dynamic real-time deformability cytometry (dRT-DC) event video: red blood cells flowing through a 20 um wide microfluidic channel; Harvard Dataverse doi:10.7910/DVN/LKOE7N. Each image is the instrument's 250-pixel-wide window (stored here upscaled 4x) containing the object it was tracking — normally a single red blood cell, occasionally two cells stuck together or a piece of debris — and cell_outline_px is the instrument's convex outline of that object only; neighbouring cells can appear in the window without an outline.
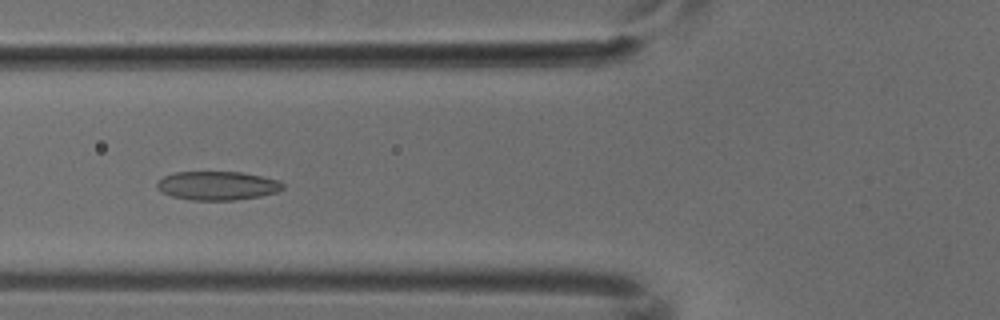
{"species": "common noctule bat (a hibernating species)", "species_latin": "Nyctalus noctula", "temperature_condition": "cold", "stored_images_in_passage": 5, "camera_frame_rate_fps": 3000, "um_per_image_px": 0.085, "animal": {"sex": "male", "body_mass_g": 18.8}, "frame": {"image": 1, "passage_image": 3, "time_ms": 0.667, "image_size_px": [1000, 320], "cell_outline_px": [[284, 188], [276, 192], [260, 196], [236, 200], [192, 200], [172, 196], [156, 188], [156, 184], [164, 176], [176, 172], [244, 172], [264, 176], [280, 180], [284, 184]], "centroid_in_image_um": [18.53, 15.77], "position_along_channel_um": 107.3, "area_um2": 21.15}}
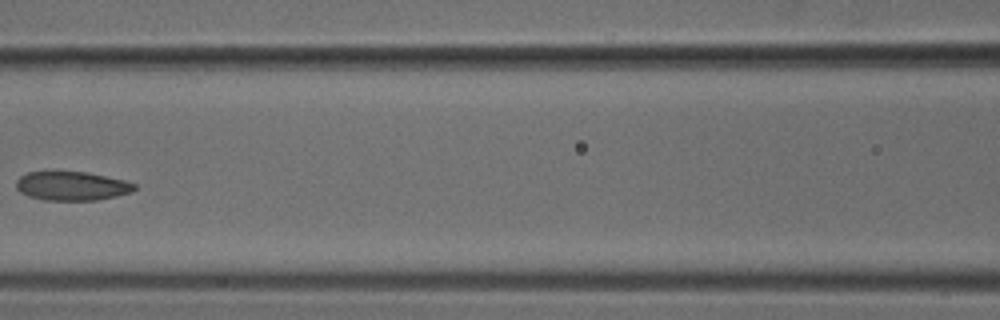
{"frame": {"image": 2, "passage_image": 4, "time_ms": 1.0, "image_size_px": [1000, 320], "cell_outline_px": [[136, 188], [132, 192], [116, 196], [96, 200], [44, 200], [28, 196], [20, 192], [16, 188], [16, 180], [20, 176], [28, 172], [88, 172], [124, 180], [136, 184]], "centroid_in_image_um": [6.1, 15.81], "position_along_channel_um": 160.5, "area_um2": 19.94}}
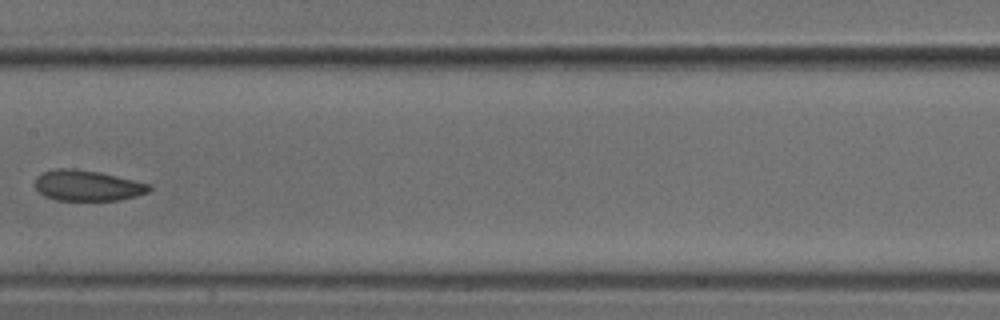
{"frame": {"image": 3, "passage_image": 5, "time_ms": 1.333, "image_size_px": [1000, 320], "cell_outline_px": [[152, 188], [148, 192], [136, 196], [120, 200], [56, 200], [44, 196], [36, 188], [36, 176], [44, 172], [56, 168], [76, 168], [100, 172], [152, 184]], "centroid_in_image_um": [7.46, 15.76], "position_along_channel_um": 199.9, "area_um2": 20.52}}